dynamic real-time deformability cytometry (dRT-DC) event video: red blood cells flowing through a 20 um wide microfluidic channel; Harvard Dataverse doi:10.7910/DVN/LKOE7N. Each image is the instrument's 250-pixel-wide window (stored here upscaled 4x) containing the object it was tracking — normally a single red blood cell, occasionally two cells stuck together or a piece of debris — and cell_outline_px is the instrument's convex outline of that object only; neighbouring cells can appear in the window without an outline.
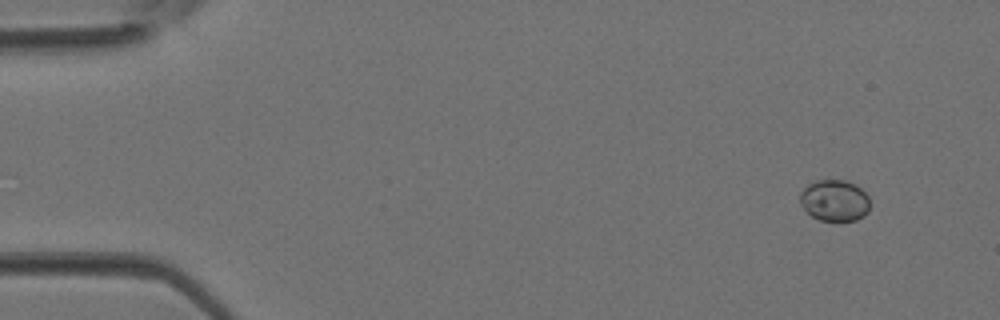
{"species": "Egyptian fruit bat (a non-hibernating species)", "species_latin": "Rousettus aegyptiacus", "temperature_condition": "room temperature", "stored_images_in_passage": 3, "camera_frame_rate_fps": 3000, "um_per_image_px": 0.085, "animal": {"sex": "female"}, "frame": {"image": 1, "passage_image": 1, "time_ms": 0.0, "image_size_px": [1000, 320], "cell_outline_px": [[868, 212], [864, 216], [856, 220], [820, 220], [812, 216], [800, 204], [800, 192], [808, 184], [816, 180], [848, 180], [856, 184], [868, 196]], "centroid_in_image_um": [70.93, 17.02], "position_along_channel_um": 14.1, "area_um2": 16.82}}